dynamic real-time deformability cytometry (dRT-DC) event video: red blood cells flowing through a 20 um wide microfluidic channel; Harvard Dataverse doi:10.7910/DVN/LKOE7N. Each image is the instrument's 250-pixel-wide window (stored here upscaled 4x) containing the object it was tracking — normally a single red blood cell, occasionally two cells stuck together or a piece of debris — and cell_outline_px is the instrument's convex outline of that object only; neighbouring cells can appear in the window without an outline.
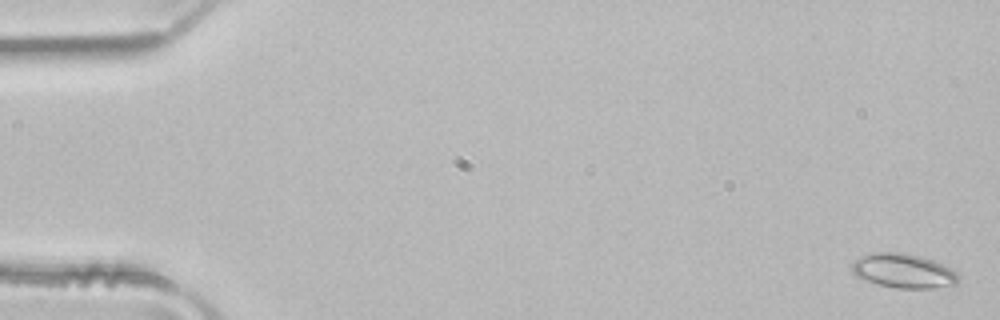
{"species": "common noctule bat (a hibernating species)", "species_latin": "Nyctalus noctula", "temperature_condition": "room temperature", "stored_images_in_passage": 6, "camera_frame_rate_fps": 3000, "um_per_image_px": 0.085, "animal": {"sex": "male", "body_mass_g": 21.5, "forearm_length_mm": 52.0}, "frame": {"image": 1, "passage_image": 1, "time_ms": 0.0, "image_size_px": [1000, 320], "cell_outline_px": [[956, 284], [932, 288], [896, 288], [876, 284], [856, 276], [852, 272], [852, 260], [860, 256], [872, 252], [904, 252], [920, 256], [932, 260], [956, 272]], "centroid_in_image_um": [76.7, 23.01], "position_along_channel_um": 8.3, "area_um2": 21.15}}
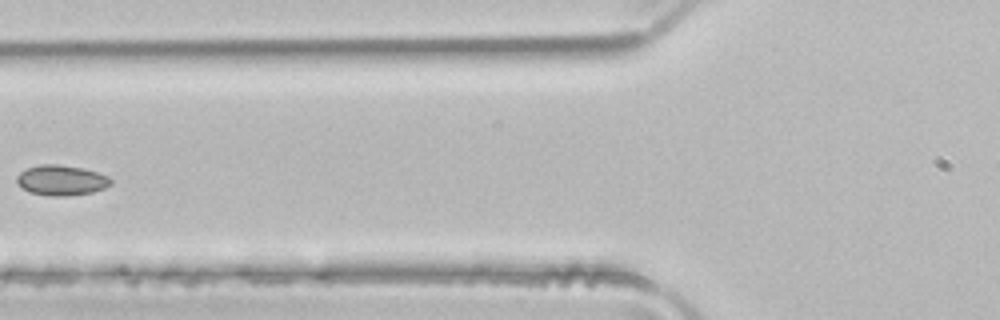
{"frame": {"image": 2, "passage_image": 6, "time_ms": 1.667, "image_size_px": [1000, 320], "cell_outline_px": [[112, 184], [104, 188], [92, 192], [68, 196], [48, 196], [28, 192], [20, 188], [16, 184], [16, 176], [20, 172], [28, 168], [40, 164], [60, 164], [84, 168], [108, 176], [112, 180]], "centroid_in_image_um": [5.18, 15.33], "position_along_channel_um": 120.6, "area_um2": 16.88}}